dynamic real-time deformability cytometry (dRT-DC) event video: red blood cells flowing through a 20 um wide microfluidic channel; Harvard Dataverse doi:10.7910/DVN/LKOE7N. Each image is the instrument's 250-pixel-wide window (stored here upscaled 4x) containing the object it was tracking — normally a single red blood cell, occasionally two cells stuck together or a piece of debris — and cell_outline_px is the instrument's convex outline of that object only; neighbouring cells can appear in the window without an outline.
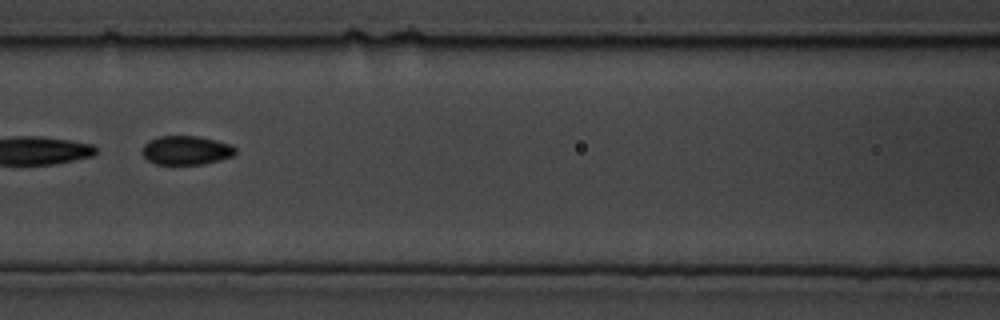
{"species": "common noctule bat (a hibernating species)", "species_latin": "Nyctalus noctula", "temperature_condition": "cold", "stored_images_in_passage": 13, "camera_frame_rate_fps": 3000, "um_per_image_px": 0.085, "animal": {"sex": "male", "body_mass_g": 19.5, "forearm_length_mm": 54.6}, "frame": {"image": 1, "passage_image": 6, "time_ms": 1.667, "image_size_px": [1000, 320], "cell_outline_px": [[236, 152], [232, 156], [220, 160], [204, 164], [156, 164], [148, 160], [140, 152], [140, 148], [148, 140], [160, 136], [200, 136], [232, 144], [236, 148]], "centroid_in_image_um": [15.81, 12.76], "position_along_channel_um": 150.8, "area_um2": 15.95}}
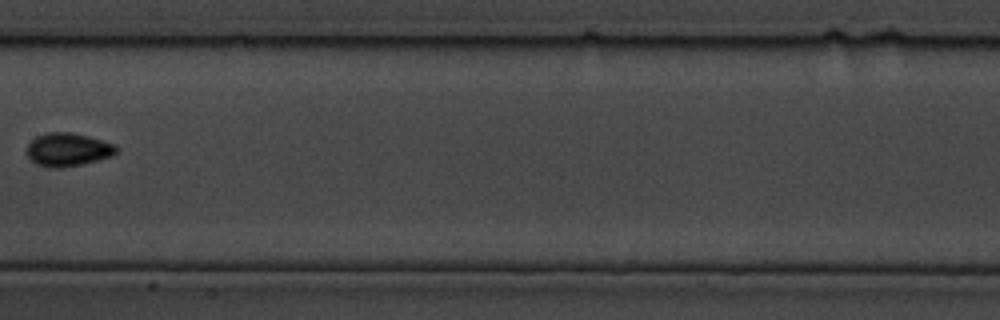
{"frame": {"image": 2, "passage_image": 8, "time_ms": 2.333, "image_size_px": [1000, 320], "cell_outline_px": [[116, 152], [112, 156], [80, 164], [60, 168], [48, 168], [36, 164], [28, 156], [28, 144], [36, 136], [48, 132], [72, 132], [88, 136], [116, 144]], "centroid_in_image_um": [5.76, 12.71], "position_along_channel_um": 201.6, "area_um2": 17.22}}